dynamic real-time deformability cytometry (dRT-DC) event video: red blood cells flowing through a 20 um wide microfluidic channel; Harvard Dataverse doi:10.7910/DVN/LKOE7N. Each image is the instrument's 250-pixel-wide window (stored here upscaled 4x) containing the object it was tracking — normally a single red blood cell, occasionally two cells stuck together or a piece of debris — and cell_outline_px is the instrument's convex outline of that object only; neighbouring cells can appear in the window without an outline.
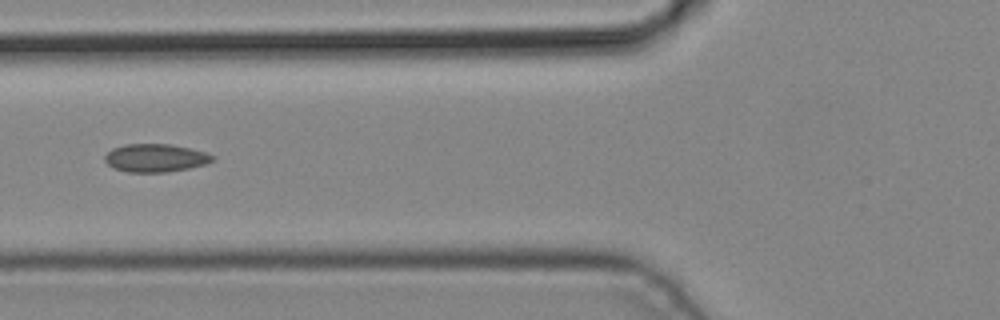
{"species": "common noctule bat (a hibernating species)", "species_latin": "Nyctalus noctula", "temperature_condition": "cold", "stored_images_in_passage": 2, "camera_frame_rate_fps": 3000, "um_per_image_px": 0.085, "animal": {"sex": "male", "body_mass_g": 19.2, "forearm_length_mm": 51.8}, "frame": {"image": 1, "passage_image": 2, "time_ms": 0.333, "image_size_px": [1000, 320], "cell_outline_px": [[216, 160], [204, 164], [188, 168], [164, 172], [128, 172], [112, 168], [104, 160], [104, 156], [112, 148], [124, 144], [172, 144], [204, 152], [216, 156]], "centroid_in_image_um": [13.19, 13.42], "position_along_channel_um": 112.6, "area_um2": 17.63}}